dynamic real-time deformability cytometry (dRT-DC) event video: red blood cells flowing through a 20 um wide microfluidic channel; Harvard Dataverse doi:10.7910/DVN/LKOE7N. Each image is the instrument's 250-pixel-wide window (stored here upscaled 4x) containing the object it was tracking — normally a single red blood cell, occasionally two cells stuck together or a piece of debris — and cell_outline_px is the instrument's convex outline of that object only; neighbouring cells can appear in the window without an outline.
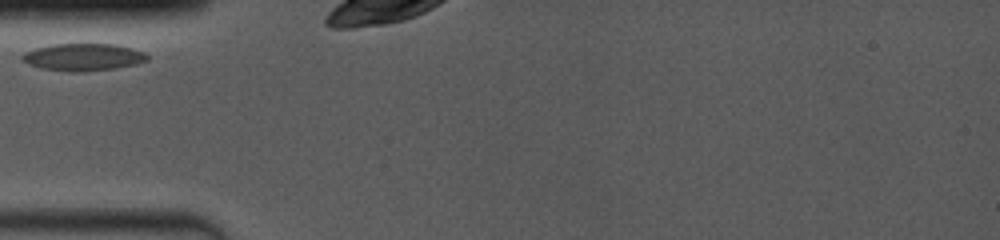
{"species": "common noctule bat (a hibernating species)", "species_latin": "Nyctalus noctula", "temperature_condition": "room temperature", "stored_images_in_passage": 1, "camera_frame_rate_fps": 4000, "um_per_image_px": 0.085, "animal": {"sex": "female", "body_mass_g": 19.0, "forearm_length_mm": 53.3}, "frame": {"image": 1, "passage_image": 1, "time_ms": 0.0, "image_size_px": [1000, 240], "cell_outline_px": [[148, 60], [136, 64], [116, 68], [76, 72], [68, 72], [40, 68], [28, 64], [20, 60], [20, 56], [24, 52], [36, 48], [52, 44], [116, 44], [132, 48], [144, 52], [148, 56]], "centroid_in_image_um": [7.04, 4.85], "position_along_channel_um": 78.0, "area_um2": 20.0}}